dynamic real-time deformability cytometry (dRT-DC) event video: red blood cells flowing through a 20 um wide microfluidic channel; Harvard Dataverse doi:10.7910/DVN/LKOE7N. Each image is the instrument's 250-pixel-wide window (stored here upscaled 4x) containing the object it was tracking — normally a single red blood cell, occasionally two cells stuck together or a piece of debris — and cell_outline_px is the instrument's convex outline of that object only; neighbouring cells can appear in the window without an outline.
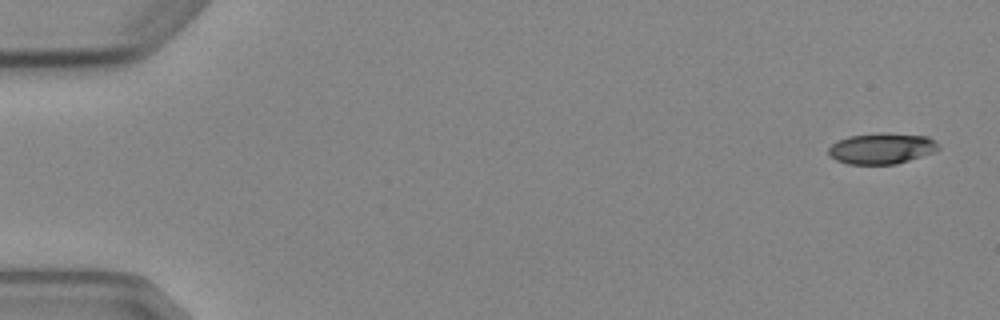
{"species": "Egyptian fruit bat (a non-hibernating species)", "species_latin": "Rousettus aegyptiacus", "temperature_condition": "cold", "stored_images_in_passage": 4, "camera_frame_rate_fps": 3000, "um_per_image_px": 0.085, "animal": {"sex": "female"}, "frame": {"image": 1, "passage_image": 1, "time_ms": 0.0, "image_size_px": [1000, 320], "cell_outline_px": [[940, 148], [932, 152], [896, 164], [848, 164], [836, 160], [828, 156], [828, 148], [836, 140], [848, 136], [880, 132], [888, 132], [928, 136], [936, 140], [940, 144]], "centroid_in_image_um": [74.92, 12.59], "position_along_channel_um": 10.1, "area_um2": 20.11}}